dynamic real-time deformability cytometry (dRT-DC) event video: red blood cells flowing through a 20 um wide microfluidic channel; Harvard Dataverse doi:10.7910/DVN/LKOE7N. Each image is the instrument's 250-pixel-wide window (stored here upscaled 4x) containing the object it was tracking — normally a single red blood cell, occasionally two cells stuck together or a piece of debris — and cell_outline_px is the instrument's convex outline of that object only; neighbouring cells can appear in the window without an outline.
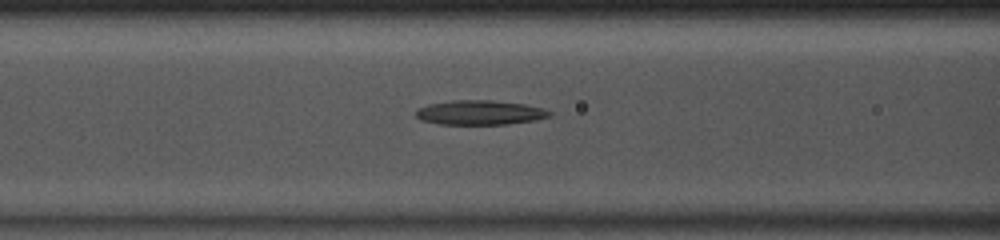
{"species": "common noctule bat (a hibernating species)", "species_latin": "Nyctalus noctula", "temperature_condition": "room temperature", "stored_images_in_passage": 37, "camera_frame_rate_fps": 3000, "um_per_image_px": 0.085, "animal": {"sex": "male", "body_mass_g": 13.0, "forearm_length_mm": 53.1}, "frame": {"image": 1, "passage_image": 8, "time_ms": 2.333, "image_size_px": [1000, 240], "cell_outline_px": [[552, 116], [536, 120], [508, 124], [436, 124], [420, 120], [416, 116], [416, 108], [428, 104], [452, 100], [492, 100], [524, 104], [540, 108], [552, 112]], "centroid_in_image_um": [40.76, 9.57], "position_along_channel_um": 125.8, "area_um2": 19.19}}
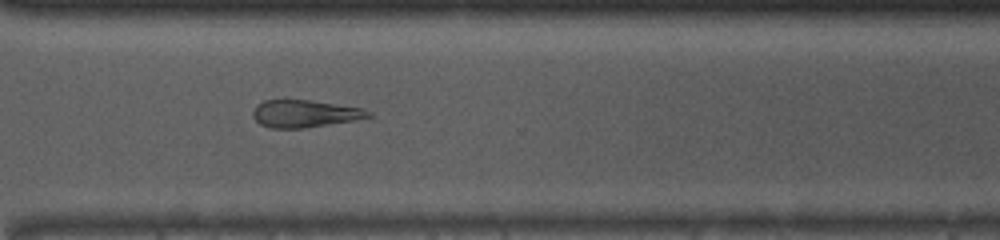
{"frame": {"image": 2, "passage_image": 24, "time_ms": 7.667, "image_size_px": [1000, 240], "cell_outline_px": [[372, 116], [352, 120], [304, 128], [268, 128], [260, 124], [252, 116], [252, 112], [264, 100], [312, 100], [360, 108], [372, 112]], "centroid_in_image_um": [25.88, 9.66], "position_along_channel_um": 344.7, "area_um2": 18.09}}
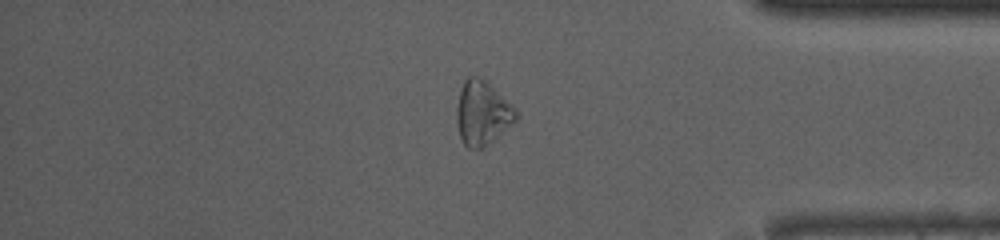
{"frame": {"image": 3, "passage_image": 29, "time_ms": 9.333, "image_size_px": [1000, 240], "cell_outline_px": [[520, 116], [500, 136], [484, 148], [468, 148], [464, 144], [460, 136], [456, 120], [456, 108], [460, 88], [464, 80], [468, 76], [476, 76], [484, 80], [512, 104], [520, 112]], "centroid_in_image_um": [41.01, 9.63], "position_along_channel_um": 394.2, "area_um2": 22.43}}